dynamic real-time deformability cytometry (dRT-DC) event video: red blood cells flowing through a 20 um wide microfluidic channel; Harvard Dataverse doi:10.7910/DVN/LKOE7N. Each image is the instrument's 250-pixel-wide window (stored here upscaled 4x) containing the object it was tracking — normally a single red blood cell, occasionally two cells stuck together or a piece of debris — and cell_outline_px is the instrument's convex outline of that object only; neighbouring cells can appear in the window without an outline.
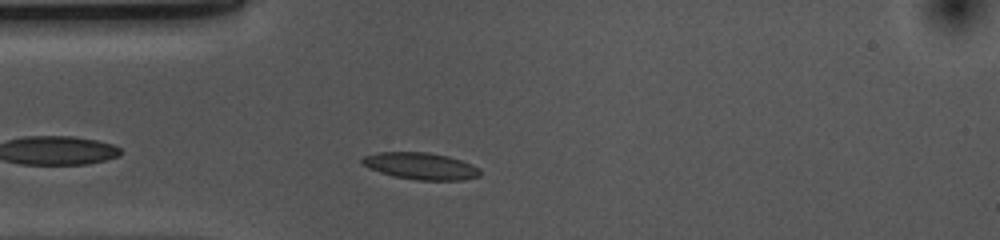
{"species": "common noctule bat (a hibernating species)", "species_latin": "Nyctalus noctula", "temperature_condition": "cold", "stored_images_in_passage": 33, "camera_frame_rate_fps": 3000, "um_per_image_px": 0.085, "animal": {"sex": "female", "body_mass_g": 10.0, "forearm_length_mm": 53.1}, "frame": {"image": 1, "passage_image": 4, "time_ms": 1.0, "image_size_px": [1000, 240], "cell_outline_px": [[480, 176], [464, 180], [416, 180], [392, 176], [368, 168], [360, 160], [364, 156], [376, 152], [428, 152], [448, 156], [472, 164], [480, 168]], "centroid_in_image_um": [35.76, 14.11], "position_along_channel_um": 49.2, "area_um2": 18.55}}
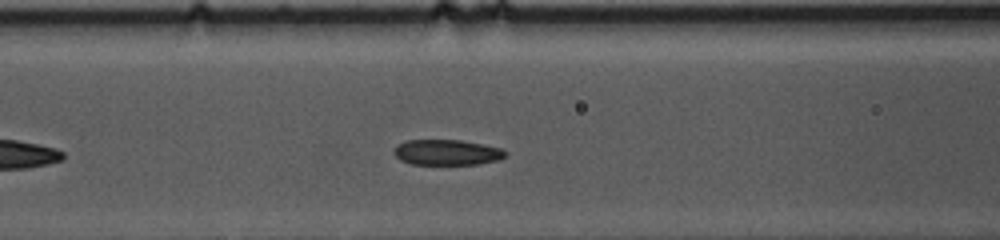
{"frame": {"image": 2, "passage_image": 11, "time_ms": 3.333, "image_size_px": [1000, 240], "cell_outline_px": [[508, 156], [500, 160], [476, 164], [412, 164], [400, 160], [392, 152], [396, 144], [404, 140], [460, 140], [500, 148], [508, 152]], "centroid_in_image_um": [37.97, 12.95], "position_along_channel_um": 128.6, "area_um2": 16.7}}
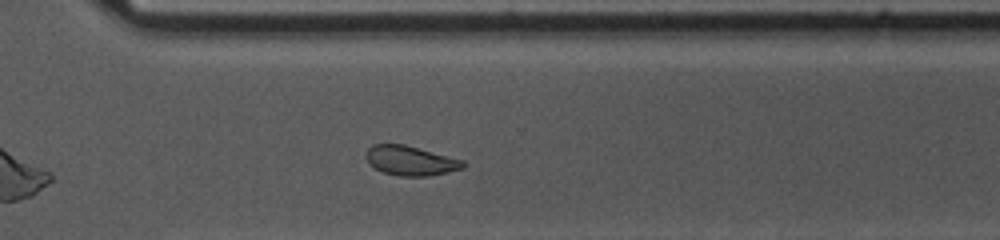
{"frame": {"image": 3, "passage_image": 28, "time_ms": 9.0, "image_size_px": [1000, 240], "cell_outline_px": [[464, 168], [448, 172], [428, 176], [400, 176], [384, 172], [368, 164], [364, 156], [368, 148], [372, 144], [404, 144], [464, 160]], "centroid_in_image_um": [34.87, 13.65], "position_along_channel_um": 335.7, "area_um2": 16.76}, "authors_computed_cell_mechanics": {"area_um2": 17.34, "velocity_mm_per_s": 3.6546, "shape_relaxation_time_tau1_ms": 3.571, "shape_relaxation_time_tau2_ms": 2.305, "deformation_change_tau1": 0.1026, "deformation_change_tau2": 0.0856}}